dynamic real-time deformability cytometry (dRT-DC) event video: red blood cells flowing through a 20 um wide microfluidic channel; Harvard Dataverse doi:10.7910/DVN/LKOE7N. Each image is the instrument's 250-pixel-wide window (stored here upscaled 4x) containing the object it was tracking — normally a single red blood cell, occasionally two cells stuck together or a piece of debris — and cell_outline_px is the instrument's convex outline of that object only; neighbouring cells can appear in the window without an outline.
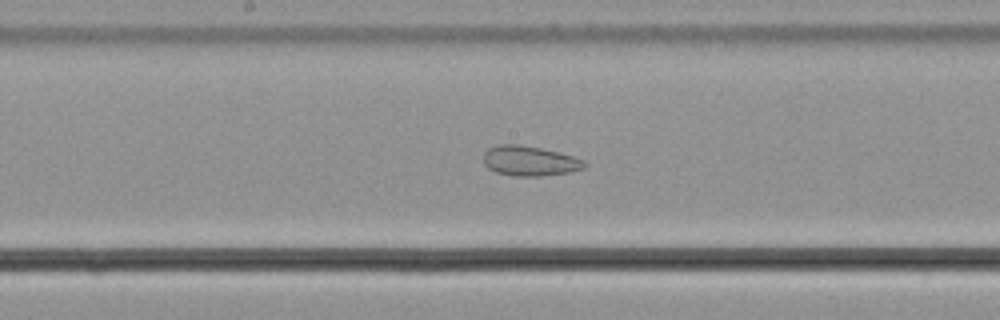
{"species": "common noctule bat (a hibernating species)", "species_latin": "Nyctalus noctula", "temperature_condition": "cold", "stored_images_in_passage": 53, "camera_frame_rate_fps": 3000, "um_per_image_px": 0.085, "animal": {"sex": "male", "body_mass_g": 21.5, "forearm_length_mm": 52.0}, "frame": {"image": 1, "passage_image": 30, "time_ms": 9.667, "image_size_px": [1000, 320], "cell_outline_px": [[588, 164], [584, 168], [568, 172], [540, 176], [512, 176], [496, 172], [488, 168], [484, 164], [484, 152], [488, 148], [500, 144], [520, 144], [540, 148], [572, 156], [584, 160]], "centroid_in_image_um": [45.0, 13.68], "position_along_channel_um": 203.2, "area_um2": 17.57}}
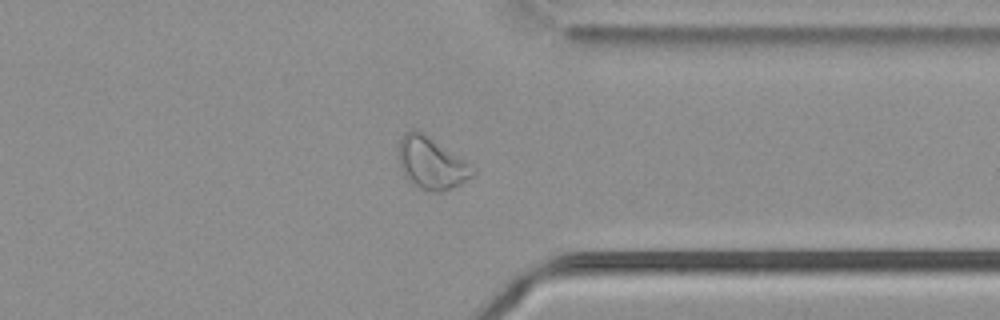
{"frame": {"image": 2, "passage_image": 44, "time_ms": 14.333, "image_size_px": [1000, 320], "cell_outline_px": [[476, 172], [472, 176], [460, 184], [440, 192], [432, 192], [420, 188], [408, 180], [404, 176], [400, 168], [396, 156], [400, 140], [404, 132], [412, 128], [420, 132], [464, 160], [476, 168]], "centroid_in_image_um": [36.61, 13.88], "position_along_channel_um": 374.8, "area_um2": 22.25}}
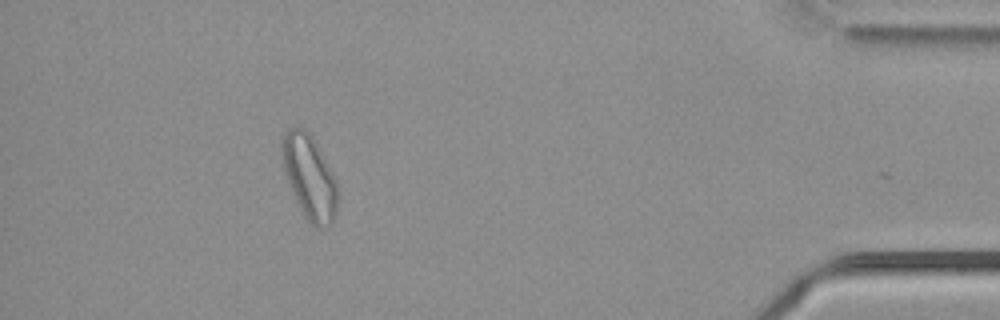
{"frame": {"image": 3, "passage_image": 51, "time_ms": 16.667, "image_size_px": [1000, 320], "cell_outline_px": [[340, 196], [336, 212], [332, 224], [324, 228], [316, 228], [304, 216], [292, 192], [284, 172], [280, 152], [280, 144], [284, 136], [292, 128], [304, 128], [312, 136], [336, 180], [340, 192]], "centroid_in_image_um": [26.33, 15.11], "position_along_channel_um": 408.9, "area_um2": 27.4}, "authors_computed_cell_mechanics": {"area_um2": 23.987, "velocity_mm_per_s": 3.7396, "shape_relaxation_time_tau1_ms": 4.1326, "shape_relaxation_time_tau2_ms": 2.3096, "deformation_change_tau1": null, "deformation_change_tau2": 0.0779}}